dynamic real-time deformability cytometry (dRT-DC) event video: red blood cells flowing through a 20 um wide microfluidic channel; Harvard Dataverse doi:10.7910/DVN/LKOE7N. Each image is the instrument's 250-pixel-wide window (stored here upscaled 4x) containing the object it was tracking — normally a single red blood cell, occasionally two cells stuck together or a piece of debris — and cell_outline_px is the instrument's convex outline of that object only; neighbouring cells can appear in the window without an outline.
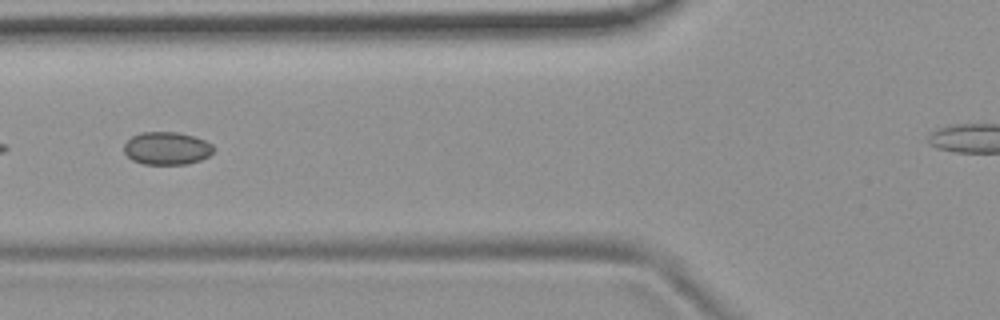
{"species": "common noctule bat (a hibernating species)", "species_latin": "Nyctalus noctula", "temperature_condition": "room temperature", "stored_images_in_passage": 8, "camera_frame_rate_fps": 3000, "um_per_image_px": 0.085, "animal": {"sex": "female", "body_mass_g": 19.9}, "frame": {"image": 1, "passage_image": 3, "time_ms": 0.667, "image_size_px": [1000, 320], "cell_outline_px": [[216, 148], [208, 156], [200, 160], [188, 164], [144, 164], [132, 160], [124, 152], [124, 144], [132, 136], [140, 132], [180, 132], [204, 140], [212, 144]], "centroid_in_image_um": [14.18, 12.6], "position_along_channel_um": 111.6, "area_um2": 17.17}}
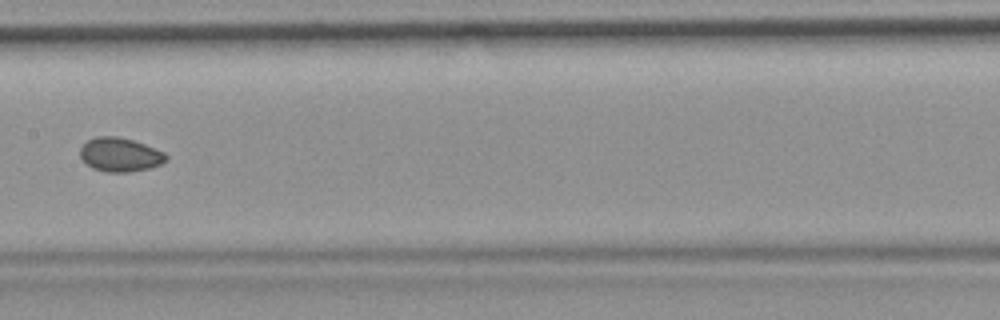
{"frame": {"image": 2, "passage_image": 5, "time_ms": 1.333, "image_size_px": [1000, 320], "cell_outline_px": [[168, 160], [160, 164], [148, 168], [128, 172], [108, 172], [92, 168], [80, 156], [80, 148], [88, 140], [96, 136], [116, 136], [132, 140], [144, 144], [164, 152], [168, 156]], "centroid_in_image_um": [10.21, 13.14], "position_along_channel_um": 197.2, "area_um2": 16.82}}
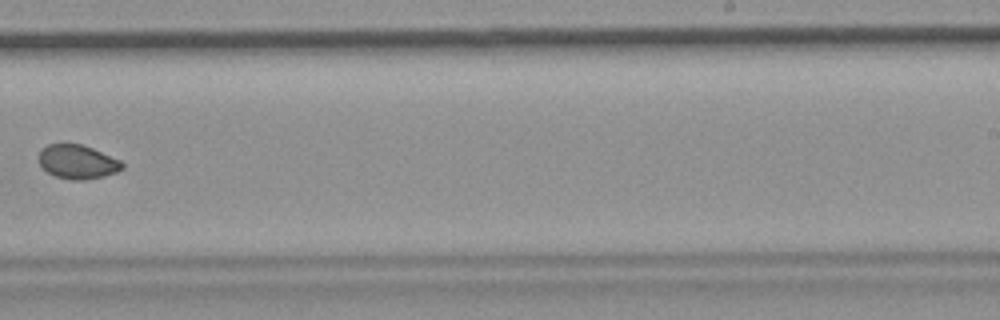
{"frame": {"image": 3, "passage_image": 7, "time_ms": 2.0, "image_size_px": [1000, 320], "cell_outline_px": [[124, 168], [116, 172], [104, 176], [84, 180], [72, 180], [56, 176], [48, 172], [40, 164], [40, 152], [48, 144], [80, 144], [92, 148], [120, 160], [124, 164]], "centroid_in_image_um": [6.62, 13.76], "position_along_channel_um": 282.4, "area_um2": 16.24}}